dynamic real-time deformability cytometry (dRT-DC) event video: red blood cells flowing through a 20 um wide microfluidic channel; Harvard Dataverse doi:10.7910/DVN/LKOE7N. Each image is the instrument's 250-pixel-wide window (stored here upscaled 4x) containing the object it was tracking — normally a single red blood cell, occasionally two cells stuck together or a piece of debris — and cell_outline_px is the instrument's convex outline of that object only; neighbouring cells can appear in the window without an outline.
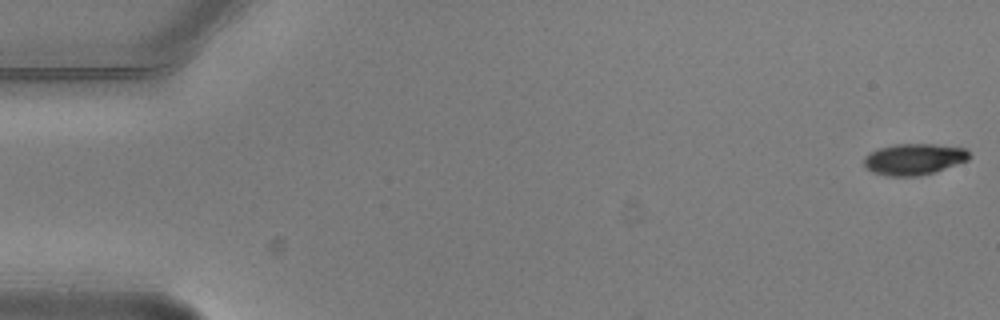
{"species": "common noctule bat (a hibernating species)", "species_latin": "Nyctalus noctula", "temperature_condition": "warm", "stored_images_in_passage": 6, "camera_frame_rate_fps": 3000, "um_per_image_px": 0.085, "animal": {"sex": "male", "body_mass_g": 20.5, "forearm_length_mm": 52.5}, "frame": {"image": 1, "passage_image": 1, "time_ms": 0.0, "image_size_px": [1000, 320], "cell_outline_px": [[972, 156], [968, 160], [936, 172], [920, 176], [888, 176], [872, 172], [864, 168], [864, 156], [880, 148], [896, 144], [936, 144], [968, 148]], "centroid_in_image_um": [77.73, 13.53], "position_along_channel_um": 7.3, "area_um2": 19.48}}
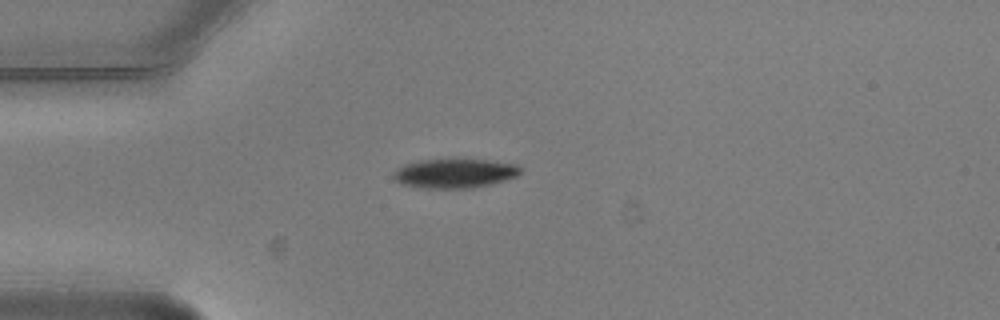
{"frame": {"image": 2, "passage_image": 5, "time_ms": 1.333, "image_size_px": [1000, 320], "cell_outline_px": [[520, 172], [516, 176], [504, 180], [472, 188], [424, 188], [400, 184], [392, 176], [392, 172], [396, 168], [404, 164], [420, 160], [488, 160], [516, 164], [520, 168]], "centroid_in_image_um": [38.58, 14.74], "position_along_channel_um": 46.4, "area_um2": 21.44}}